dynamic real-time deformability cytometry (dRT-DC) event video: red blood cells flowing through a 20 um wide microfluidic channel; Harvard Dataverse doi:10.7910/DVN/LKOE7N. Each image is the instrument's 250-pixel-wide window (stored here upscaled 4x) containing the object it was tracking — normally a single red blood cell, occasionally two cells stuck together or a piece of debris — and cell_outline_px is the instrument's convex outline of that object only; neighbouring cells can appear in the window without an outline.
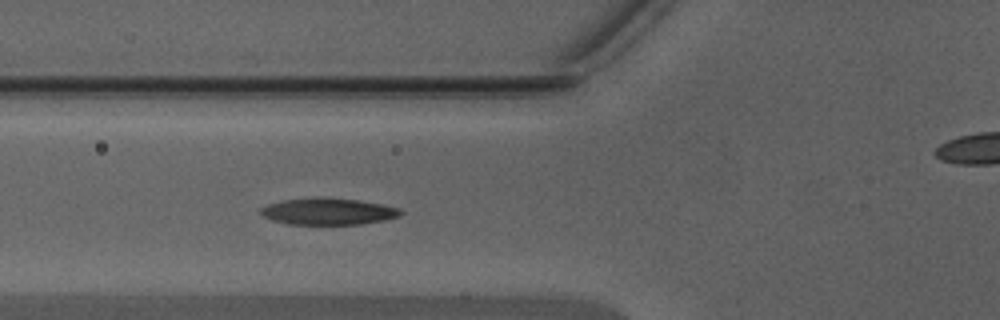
{"species": "Egyptian fruit bat (a non-hibernating species)", "species_latin": "Rousettus aegyptiacus", "temperature_condition": "warm", "stored_images_in_passage": 19, "camera_frame_rate_fps": 3000, "um_per_image_px": 0.085, "animal": {"sex": "male"}, "frame": {"image": 1, "passage_image": 14, "time_ms": 4.333, "image_size_px": [1000, 320], "cell_outline_px": [[404, 212], [400, 216], [384, 220], [364, 224], [288, 224], [272, 220], [264, 216], [260, 212], [260, 208], [268, 204], [284, 200], [316, 196], [320, 196], [360, 200], [384, 204], [400, 208]], "centroid_in_image_um": [27.94, 17.96], "position_along_channel_um": 97.9, "area_um2": 22.08}}
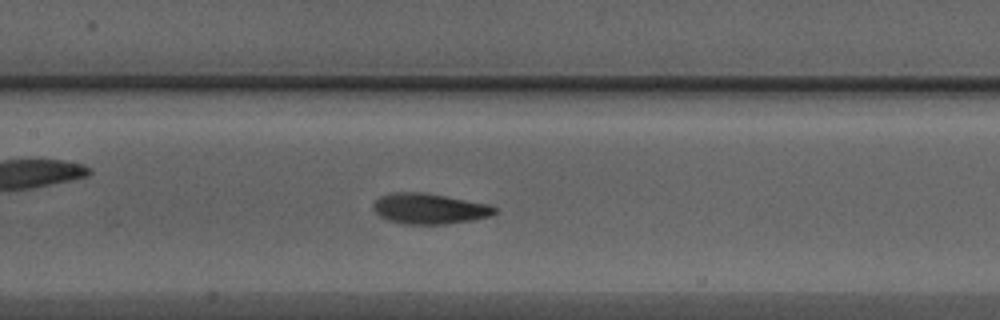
{"frame": {"image": 2, "passage_image": 19, "time_ms": 6.0, "image_size_px": [1000, 320], "cell_outline_px": [[500, 208], [492, 216], [472, 220], [444, 224], [404, 224], [388, 220], [380, 216], [372, 208], [372, 204], [380, 196], [388, 192], [424, 192], [488, 204]], "centroid_in_image_um": [36.49, 17.73], "position_along_channel_um": 170.9, "area_um2": 21.79}}